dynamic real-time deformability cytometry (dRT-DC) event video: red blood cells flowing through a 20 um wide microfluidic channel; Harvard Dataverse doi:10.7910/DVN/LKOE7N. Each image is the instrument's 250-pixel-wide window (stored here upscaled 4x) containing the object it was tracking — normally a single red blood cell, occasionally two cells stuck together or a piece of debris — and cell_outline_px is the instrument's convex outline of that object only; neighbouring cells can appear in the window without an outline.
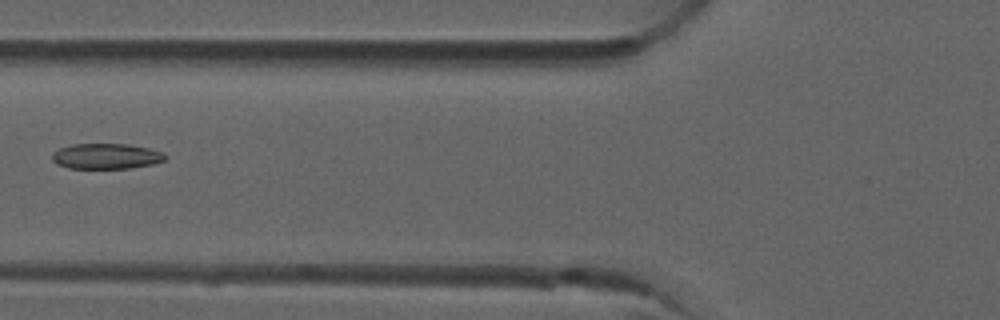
{"species": "common noctule bat (a hibernating species)", "species_latin": "Nyctalus noctula", "temperature_condition": "room temperature", "stored_images_in_passage": 7, "camera_frame_rate_fps": 3000, "um_per_image_px": 0.085, "animal": {"sex": "male", "forearm_length_mm": 52.5}, "frame": {"image": 1, "passage_image": 6, "time_ms": 1.667, "image_size_px": [1000, 320], "cell_outline_px": [[164, 160], [152, 164], [128, 168], [68, 168], [56, 164], [52, 160], [52, 156], [60, 148], [72, 144], [128, 144], [148, 148], [160, 152], [164, 156]], "centroid_in_image_um": [8.98, 13.28], "position_along_channel_um": 116.8, "area_um2": 16.47}}